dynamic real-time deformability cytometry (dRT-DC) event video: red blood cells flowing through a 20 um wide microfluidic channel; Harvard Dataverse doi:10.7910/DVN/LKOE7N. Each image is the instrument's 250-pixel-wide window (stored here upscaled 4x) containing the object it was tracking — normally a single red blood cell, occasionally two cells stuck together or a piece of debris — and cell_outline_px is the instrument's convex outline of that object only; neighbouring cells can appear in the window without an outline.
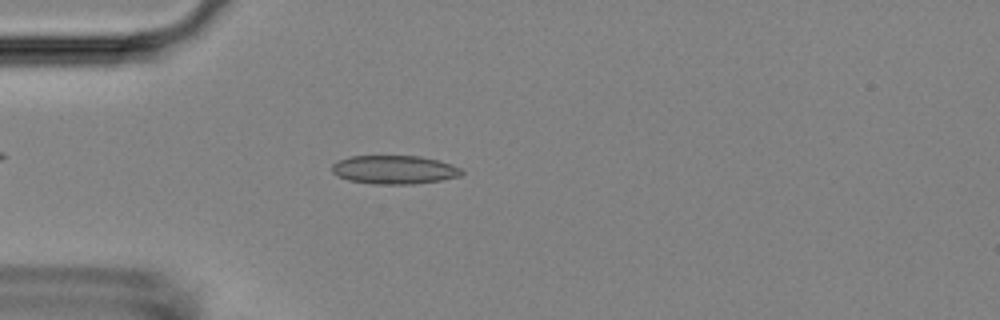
{"species": "Egyptian fruit bat (a non-hibernating species)", "species_latin": "Rousettus aegyptiacus", "temperature_condition": "room temperature", "stored_images_in_passage": 53, "camera_frame_rate_fps": 3000, "um_per_image_px": 0.085, "animal": {"sex": "female"}, "frame": {"image": 1, "passage_image": 14, "time_ms": 4.333, "image_size_px": [1000, 320], "cell_outline_px": [[464, 172], [460, 176], [440, 180], [412, 184], [372, 184], [348, 180], [336, 176], [332, 172], [332, 164], [340, 160], [352, 156], [420, 156], [452, 164], [460, 168]], "centroid_in_image_um": [33.5, 14.43], "position_along_channel_um": 51.5, "area_um2": 21.56}}
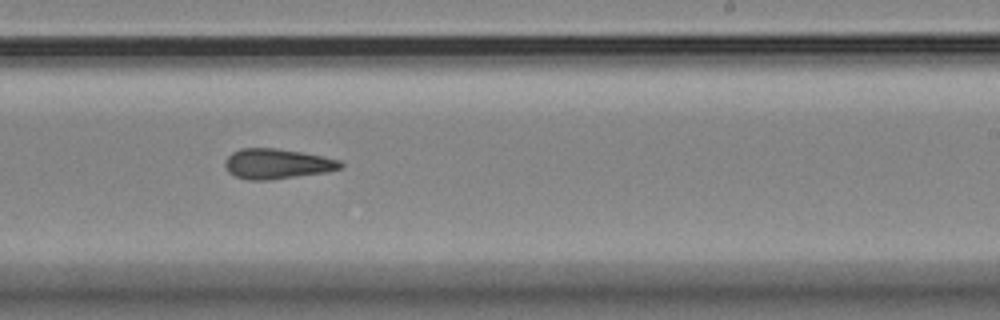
{"frame": {"image": 2, "passage_image": 32, "time_ms": 10.333, "image_size_px": [1000, 320], "cell_outline_px": [[344, 164], [340, 168], [324, 172], [268, 180], [248, 180], [236, 176], [228, 172], [224, 164], [228, 156], [232, 152], [240, 148], [276, 148], [300, 152], [340, 160]], "centroid_in_image_um": [23.5, 13.92], "position_along_channel_um": 265.5, "area_um2": 20.0}}
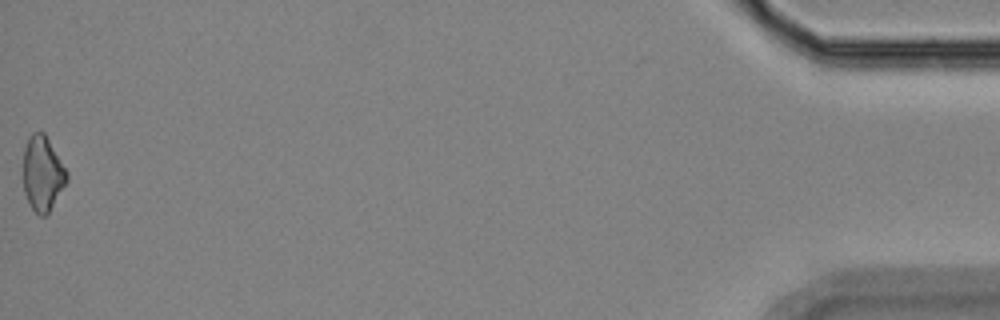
{"frame": {"image": 3, "passage_image": 53, "time_ms": 17.333, "image_size_px": [1000, 320], "cell_outline_px": [[68, 180], [48, 212], [44, 216], [40, 216], [32, 208], [24, 192], [24, 148], [32, 132], [44, 132], [68, 172]], "centroid_in_image_um": [3.63, 14.73], "position_along_channel_um": 431.6, "area_um2": 18.67}, "authors_computed_cell_mechanics": {"area_um2": 19.9988, "velocity_mm_per_s": 3.7199, "shape_relaxation_time_tau1_ms": null, "shape_relaxation_time_tau2_ms": 6.6631, "deformation_change_tau1": null, "deformation_change_tau2": 0.1738}}